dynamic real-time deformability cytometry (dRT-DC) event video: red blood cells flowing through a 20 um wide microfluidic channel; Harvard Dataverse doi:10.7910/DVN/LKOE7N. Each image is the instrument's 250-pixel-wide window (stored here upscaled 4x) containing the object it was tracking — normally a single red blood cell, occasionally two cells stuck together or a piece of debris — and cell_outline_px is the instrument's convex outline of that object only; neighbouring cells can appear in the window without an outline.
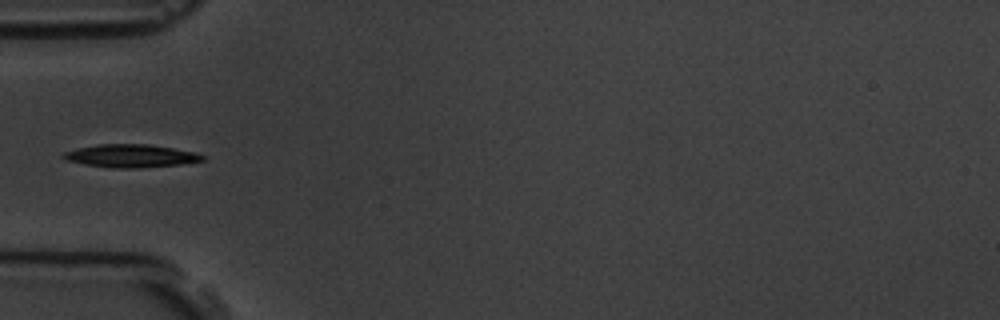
{"species": "common noctule bat (a hibernating species)", "species_latin": "Nyctalus noctula", "temperature_condition": "room temperature", "stored_images_in_passage": 4, "camera_frame_rate_fps": 3000, "um_per_image_px": 0.085, "animal": {"sex": "male", "body_mass_g": 19.5, "forearm_length_mm": 54.6}, "frame": {"image": 1, "passage_image": 4, "time_ms": 4.333, "image_size_px": [1000, 320], "cell_outline_px": [[204, 160], [180, 164], [140, 168], [112, 168], [84, 164], [64, 160], [60, 156], [64, 152], [80, 148], [100, 144], [148, 144], [196, 152], [204, 156]], "centroid_in_image_um": [11.1, 13.25], "position_along_channel_um": 73.9, "area_um2": 18.55}}